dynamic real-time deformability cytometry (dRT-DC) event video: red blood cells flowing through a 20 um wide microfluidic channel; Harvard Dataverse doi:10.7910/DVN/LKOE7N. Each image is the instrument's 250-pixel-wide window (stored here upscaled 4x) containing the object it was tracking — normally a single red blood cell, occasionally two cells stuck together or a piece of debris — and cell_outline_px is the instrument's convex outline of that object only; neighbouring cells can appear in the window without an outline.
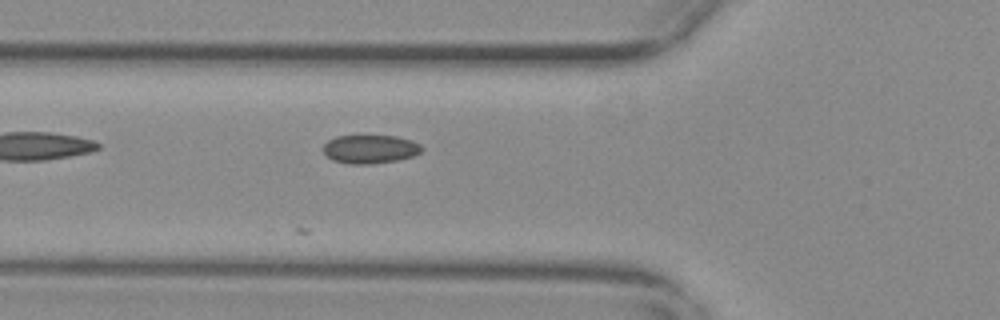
{"species": "common noctule bat (a hibernating species)", "species_latin": "Nyctalus noctula", "temperature_condition": "warm", "stored_images_in_passage": 22, "camera_frame_rate_fps": 3000, "um_per_image_px": 0.085, "animal": {"sex": "female", "body_mass_g": 29.2, "forearm_length_mm": 56.3}, "frame": {"image": 1, "passage_image": 10, "time_ms": 3.0, "image_size_px": [1000, 320], "cell_outline_px": [[424, 148], [420, 152], [412, 156], [396, 160], [368, 164], [352, 164], [332, 160], [324, 152], [324, 144], [328, 140], [336, 136], [396, 136], [412, 140], [420, 144]], "centroid_in_image_um": [31.47, 12.67], "position_along_channel_um": 94.3, "area_um2": 16.24}}